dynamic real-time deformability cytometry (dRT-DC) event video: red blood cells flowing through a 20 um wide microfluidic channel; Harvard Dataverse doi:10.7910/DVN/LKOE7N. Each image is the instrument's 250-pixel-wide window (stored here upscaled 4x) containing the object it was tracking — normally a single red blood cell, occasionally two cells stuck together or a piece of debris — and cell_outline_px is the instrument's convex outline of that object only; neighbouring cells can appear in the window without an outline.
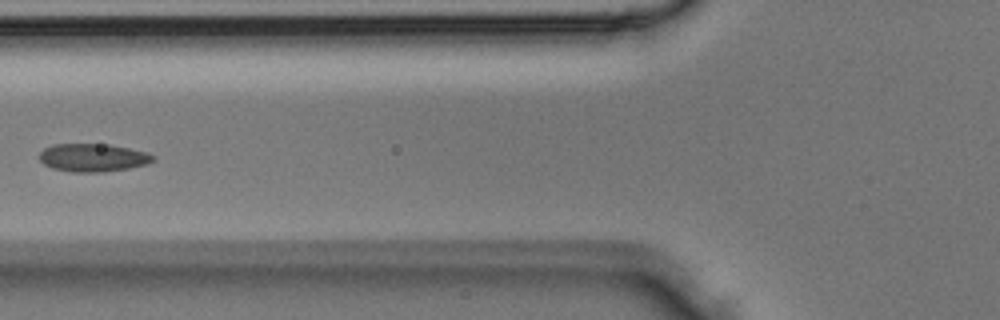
{"species": "Egyptian fruit bat (a non-hibernating species)", "species_latin": "Rousettus aegyptiacus", "temperature_condition": "room temperature", "stored_images_in_passage": 3, "camera_frame_rate_fps": 3000, "um_per_image_px": 0.085, "animal": {"sex": "male"}, "frame": {"image": 1, "passage_image": 3, "time_ms": 0.667, "image_size_px": [1000, 320], "cell_outline_px": [[156, 160], [148, 164], [128, 168], [104, 172], [72, 172], [52, 168], [44, 164], [40, 160], [40, 152], [44, 148], [52, 144], [108, 144], [148, 152], [156, 156]], "centroid_in_image_um": [7.93, 13.4], "position_along_channel_um": 117.9, "area_um2": 18.73}}